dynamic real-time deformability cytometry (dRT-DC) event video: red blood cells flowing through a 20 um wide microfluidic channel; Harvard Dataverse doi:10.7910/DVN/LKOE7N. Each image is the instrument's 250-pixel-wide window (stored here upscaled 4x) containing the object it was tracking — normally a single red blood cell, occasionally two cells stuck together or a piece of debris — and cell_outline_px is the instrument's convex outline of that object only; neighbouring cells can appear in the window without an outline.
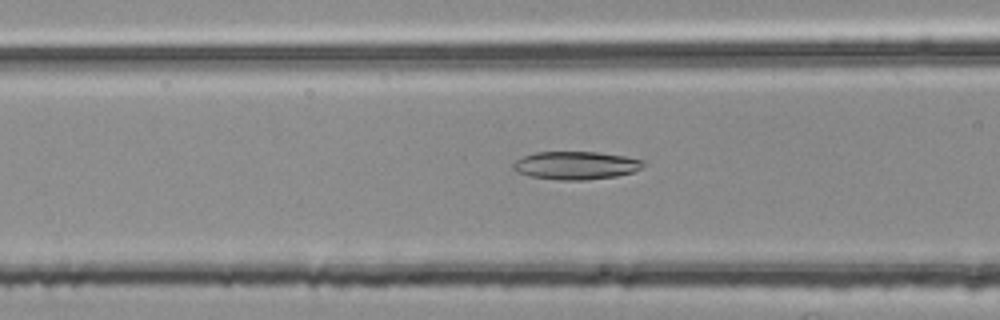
{"species": "common noctule bat (a hibernating species)", "species_latin": "Nyctalus noctula", "temperature_condition": "room temperature", "stored_images_in_passage": 38, "camera_frame_rate_fps": 3000, "um_per_image_px": 0.085, "animal": {"sex": "female", "body_mass_g": 25.1}, "frame": {"image": 1, "passage_image": 5, "time_ms": 1.333, "image_size_px": [1000, 320], "cell_outline_px": [[644, 164], [640, 168], [632, 172], [616, 176], [584, 180], [560, 180], [532, 176], [516, 172], [512, 168], [512, 164], [516, 160], [524, 156], [536, 152], [600, 152], [624, 156], [644, 160]], "centroid_in_image_um": [48.93, 14.05], "position_along_channel_um": 117.7, "area_um2": 21.15}}
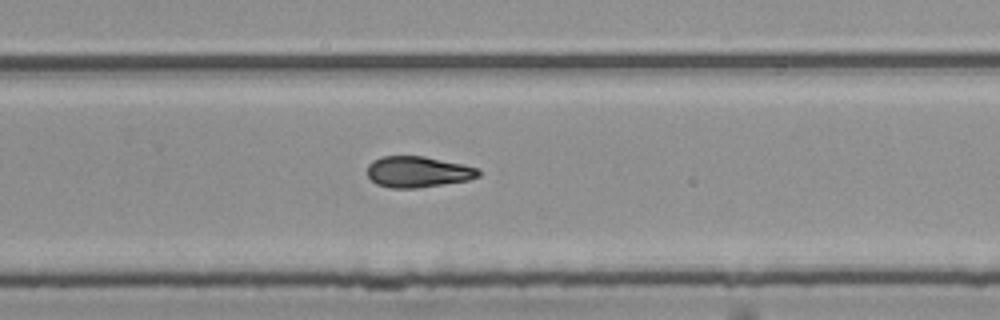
{"frame": {"image": 2, "passage_image": 19, "time_ms": 6.0, "image_size_px": [1000, 320], "cell_outline_px": [[480, 176], [468, 180], [416, 188], [392, 188], [376, 184], [368, 176], [368, 164], [372, 160], [380, 156], [424, 156], [464, 164], [480, 168]], "centroid_in_image_um": [35.53, 14.59], "position_along_channel_um": 294.3, "area_um2": 20.23}}
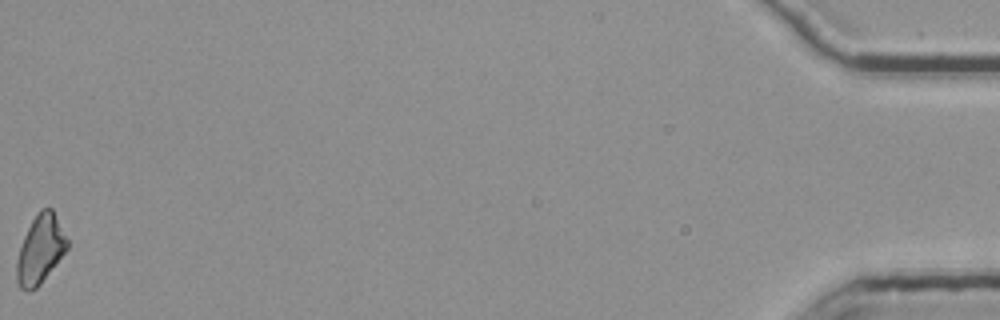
{"frame": {"image": 3, "passage_image": 38, "time_ms": 12.333, "image_size_px": [1000, 320], "cell_outline_px": [[68, 248], [40, 284], [36, 288], [28, 292], [20, 288], [16, 280], [16, 260], [24, 236], [32, 220], [40, 208], [52, 208], [68, 240]], "centroid_in_image_um": [3.41, 21.21], "position_along_channel_um": 431.8, "area_um2": 20.0}, "authors_computed_cell_mechanics": {"area_um2": 20.2878, "velocity_mm_per_s": 3.7978, "shape_relaxation_time_tau1_ms": 5.938, "shape_relaxation_time_tau2_ms": 3.3941, "deformation_change_tau1": 0.1838, "deformation_change_tau2": 0.1101}}